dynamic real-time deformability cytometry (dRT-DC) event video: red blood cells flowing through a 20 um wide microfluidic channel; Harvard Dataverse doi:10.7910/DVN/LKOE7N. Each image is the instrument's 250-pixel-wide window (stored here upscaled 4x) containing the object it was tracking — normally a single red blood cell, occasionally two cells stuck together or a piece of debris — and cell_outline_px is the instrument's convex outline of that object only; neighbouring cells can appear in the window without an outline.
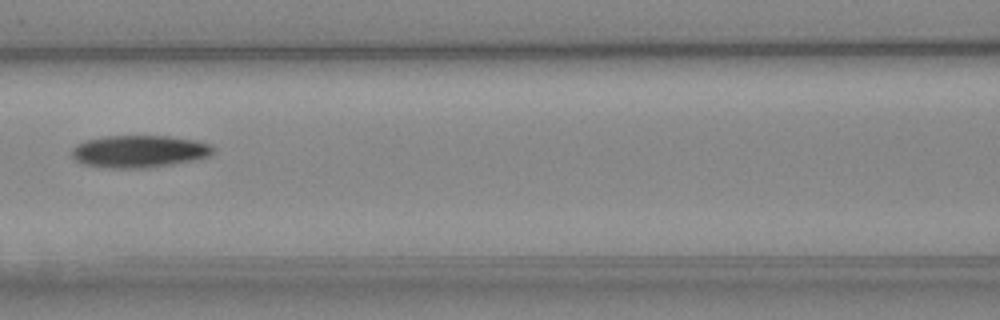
{"species": "Egyptian fruit bat (a non-hibernating species)", "species_latin": "Rousettus aegyptiacus", "temperature_condition": "cold", "stored_images_in_passage": 8, "camera_frame_rate_fps": 3000, "um_per_image_px": 0.085, "animal": {"sex": "female"}, "frame": {"image": 1, "passage_image": 7, "time_ms": 7.0, "image_size_px": [1000, 320], "cell_outline_px": [[216, 148], [208, 156], [192, 160], [172, 164], [148, 168], [104, 168], [84, 164], [76, 160], [72, 156], [72, 148], [76, 144], [84, 140], [104, 136], [168, 136], [196, 140], [212, 144]], "centroid_in_image_um": [11.82, 12.86], "position_along_channel_um": 154.8, "area_um2": 26.76}}
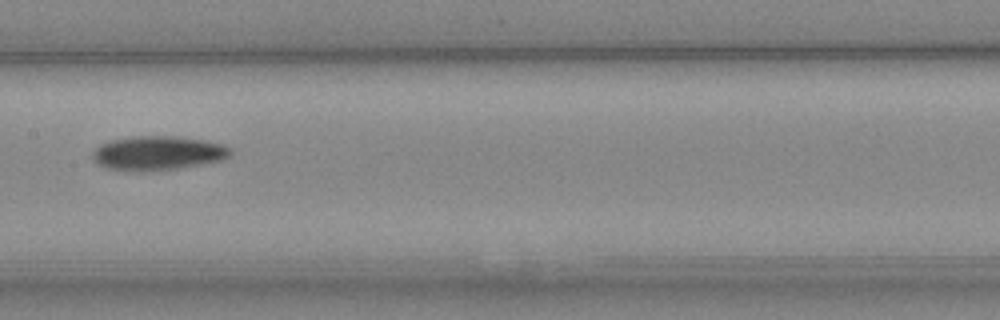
{"frame": {"image": 2, "passage_image": 8, "time_ms": 8.0, "image_size_px": [1000, 320], "cell_outline_px": [[232, 152], [224, 160], [180, 168], [136, 172], [104, 168], [96, 164], [92, 160], [92, 152], [100, 144], [108, 140], [136, 136], [176, 136], [208, 140], [224, 144], [232, 148]], "centroid_in_image_um": [13.41, 13.01], "position_along_channel_um": 194.0, "area_um2": 28.03}}